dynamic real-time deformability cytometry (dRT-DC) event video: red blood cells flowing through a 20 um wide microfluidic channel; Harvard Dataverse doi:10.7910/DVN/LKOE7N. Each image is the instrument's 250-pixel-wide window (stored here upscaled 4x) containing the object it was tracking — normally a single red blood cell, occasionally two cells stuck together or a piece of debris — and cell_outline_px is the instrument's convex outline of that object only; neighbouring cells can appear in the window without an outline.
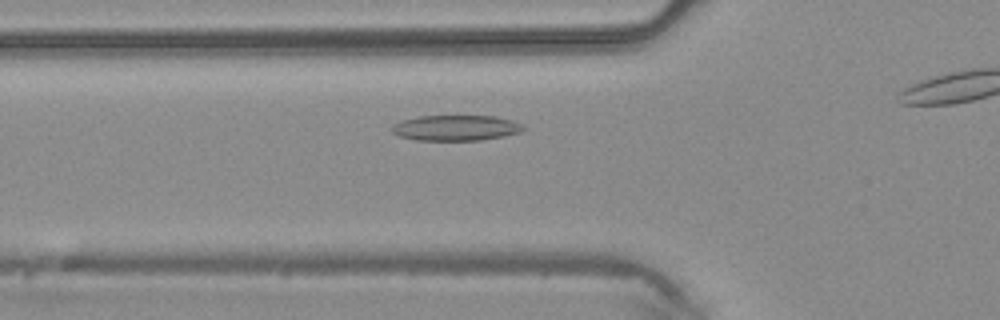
{"species": "common noctule bat (a hibernating species)", "species_latin": "Nyctalus noctula", "temperature_condition": "warm", "stored_images_in_passage": 25, "camera_frame_rate_fps": 3000, "um_per_image_px": 0.085, "animal": {"sex": "male", "body_mass_g": 20.4}, "frame": {"image": 1, "passage_image": 3, "time_ms": 0.667, "image_size_px": [1000, 320], "cell_outline_px": [[524, 128], [520, 132], [504, 136], [480, 140], [416, 140], [400, 136], [392, 132], [392, 124], [404, 120], [420, 116], [496, 116], [512, 120], [520, 124]], "centroid_in_image_um": [38.74, 10.87], "position_along_channel_um": 87.1, "area_um2": 19.36}}
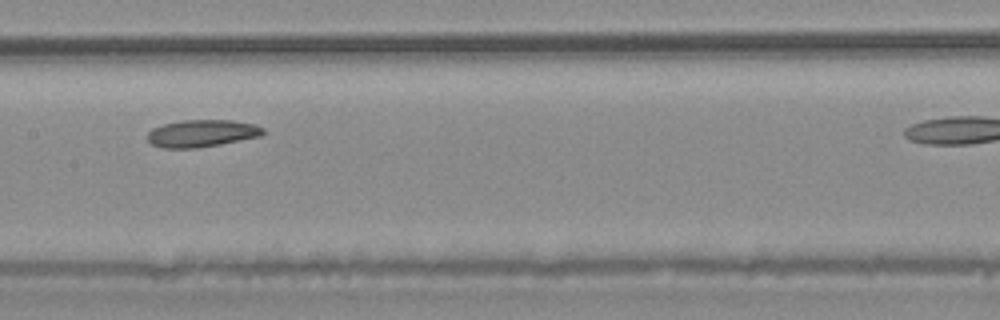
{"frame": {"image": 2, "passage_image": 10, "time_ms": 3.0, "image_size_px": [1000, 320], "cell_outline_px": [[268, 132], [260, 136], [220, 144], [196, 148], [164, 148], [152, 144], [148, 140], [148, 132], [152, 128], [164, 124], [184, 120], [232, 120], [256, 124], [264, 128]], "centroid_in_image_um": [17.2, 11.33], "position_along_channel_um": 190.2, "area_um2": 18.38}}
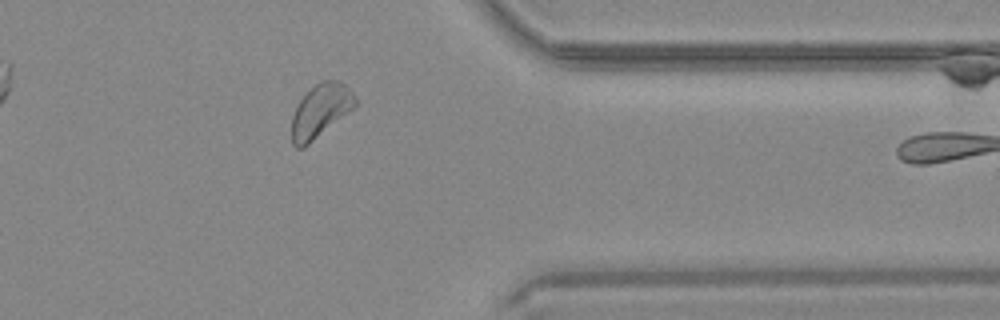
{"frame": {"image": 3, "passage_image": 24, "time_ms": 7.667, "image_size_px": [1000, 320], "cell_outline_px": [[356, 104], [352, 108], [304, 148], [296, 148], [292, 144], [292, 116], [300, 100], [320, 80], [336, 80], [344, 84], [356, 96]], "centroid_in_image_um": [27.22, 9.42], "position_along_channel_um": 384.2, "area_um2": 19.19}}